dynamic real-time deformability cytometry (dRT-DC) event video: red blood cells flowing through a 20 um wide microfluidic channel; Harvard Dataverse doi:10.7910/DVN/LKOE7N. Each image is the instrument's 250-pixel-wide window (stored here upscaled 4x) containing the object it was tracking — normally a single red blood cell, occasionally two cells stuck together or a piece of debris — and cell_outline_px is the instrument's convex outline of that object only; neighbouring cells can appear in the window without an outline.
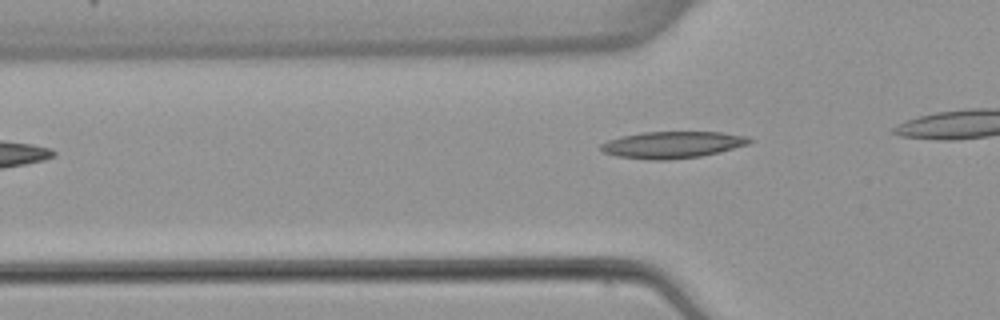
{"species": "common noctule bat (a hibernating species)", "species_latin": "Nyctalus noctula", "temperature_condition": "warm", "stored_images_in_passage": 3, "camera_frame_rate_fps": 3000, "um_per_image_px": 0.085, "animal": {"sex": "female", "body_mass_g": 22.7, "forearm_length_mm": 54.2}, "frame": {"image": 1, "passage_image": 3, "time_ms": 2.333, "image_size_px": [1000, 320], "cell_outline_px": [[752, 140], [748, 144], [720, 152], [700, 156], [668, 160], [648, 160], [616, 156], [604, 152], [600, 148], [600, 144], [608, 140], [624, 136], [644, 132], [720, 132], [748, 136]], "centroid_in_image_um": [57.16, 12.31], "position_along_channel_um": 68.6, "area_um2": 23.06}}